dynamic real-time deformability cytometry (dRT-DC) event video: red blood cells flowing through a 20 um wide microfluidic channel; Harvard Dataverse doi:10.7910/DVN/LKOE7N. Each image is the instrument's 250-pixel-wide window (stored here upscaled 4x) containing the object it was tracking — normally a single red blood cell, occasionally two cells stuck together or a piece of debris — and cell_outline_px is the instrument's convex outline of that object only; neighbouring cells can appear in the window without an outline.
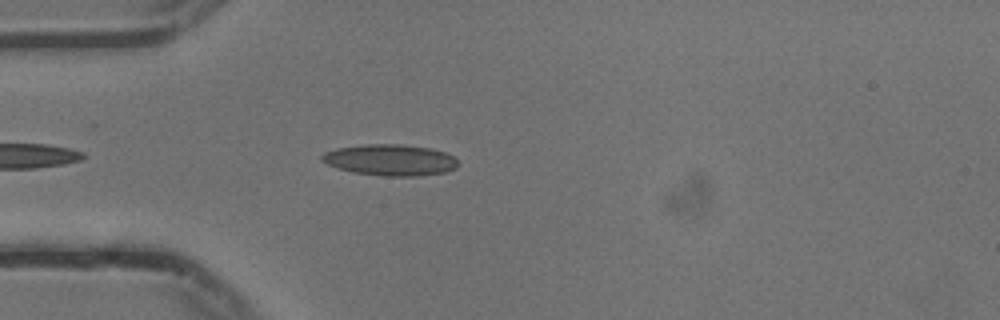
{"species": "common noctule bat (a hibernating species)", "species_latin": "Nyctalus noctula", "temperature_condition": "cold", "stored_images_in_passage": 18, "camera_frame_rate_fps": 3000, "um_per_image_px": 0.085, "animal": {"sex": "male", "body_mass_g": 13.3}, "frame": {"image": 1, "passage_image": 4, "time_ms": 1.0, "image_size_px": [1000, 320], "cell_outline_px": [[456, 168], [444, 172], [416, 176], [384, 176], [352, 172], [328, 164], [320, 160], [320, 156], [324, 152], [336, 148], [364, 144], [400, 144], [432, 148], [444, 152], [452, 156], [456, 160]], "centroid_in_image_um": [33.14, 13.59], "position_along_channel_um": 51.9, "area_um2": 24.68}}
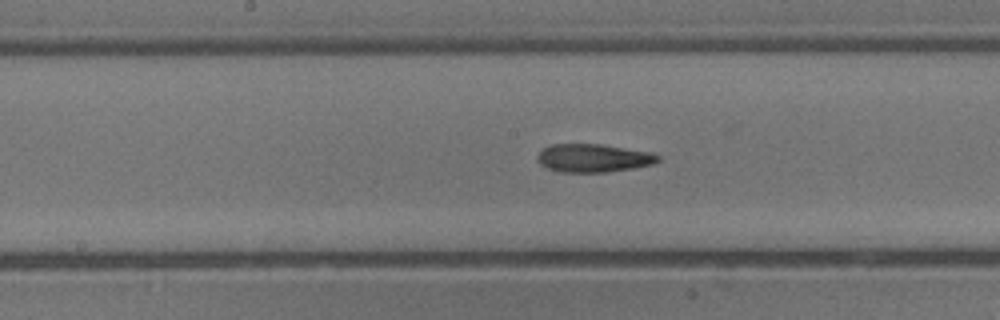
{"frame": {"image": 2, "passage_image": 13, "time_ms": 4.0, "image_size_px": [1000, 320], "cell_outline_px": [[660, 160], [652, 164], [632, 168], [604, 172], [560, 172], [548, 168], [540, 164], [536, 160], [536, 156], [544, 148], [552, 144], [600, 144], [652, 152], [660, 156]], "centroid_in_image_um": [50.42, 13.43], "position_along_channel_um": 197.8, "area_um2": 19.77}}
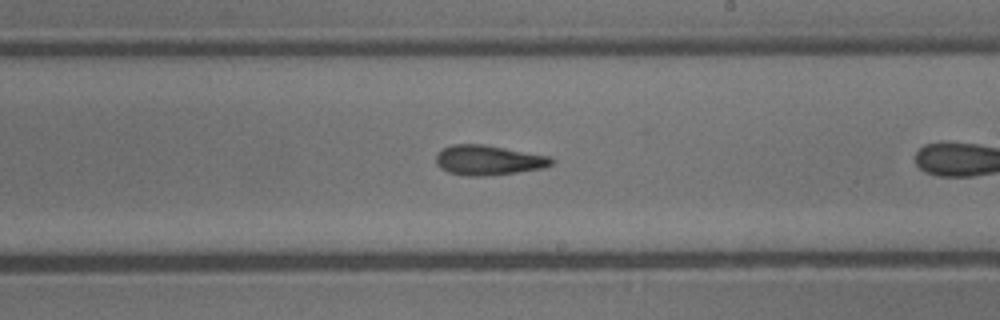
{"frame": {"image": 3, "passage_image": 17, "time_ms": 5.333, "image_size_px": [1000, 320], "cell_outline_px": [[556, 160], [552, 164], [544, 168], [488, 176], [468, 176], [448, 172], [440, 168], [436, 164], [436, 152], [452, 144], [484, 144], [552, 156]], "centroid_in_image_um": [41.53, 13.61], "position_along_channel_um": 247.5, "area_um2": 20.4}}